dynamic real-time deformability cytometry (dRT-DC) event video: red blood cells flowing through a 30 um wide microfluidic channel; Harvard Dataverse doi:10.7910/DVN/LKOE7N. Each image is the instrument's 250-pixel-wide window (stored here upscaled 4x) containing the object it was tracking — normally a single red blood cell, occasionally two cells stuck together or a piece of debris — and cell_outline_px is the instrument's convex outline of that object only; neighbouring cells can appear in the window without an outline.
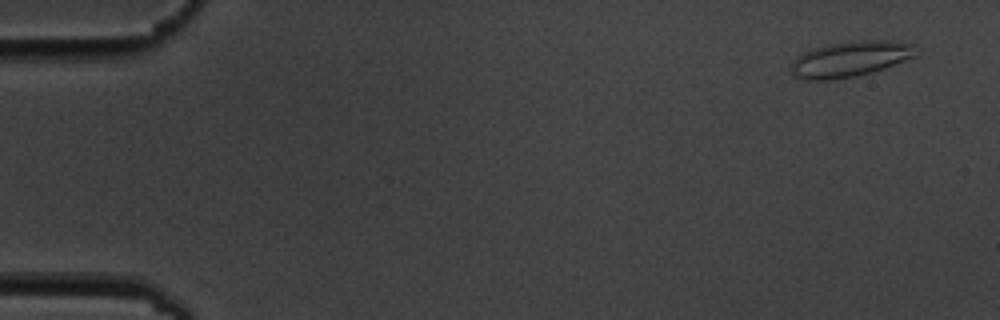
{"species": "common noctule bat (a hibernating species)", "species_latin": "Nyctalus noctula", "temperature_condition": "cold", "stored_images_in_passage": 9, "camera_frame_rate_fps": 3000, "um_per_image_px": 0.085, "animal": {"sex": "male", "body_mass_g": 19.5, "forearm_length_mm": 54.6}, "frame": {"image": 1, "passage_image": 1, "time_ms": 0.0, "image_size_px": [1000, 320], "cell_outline_px": [[916, 56], [884, 68], [872, 72], [856, 76], [828, 80], [800, 80], [792, 76], [792, 64], [796, 56], [804, 52], [828, 44], [852, 40], [888, 40], [912, 44]], "centroid_in_image_um": [72.22, 5.02], "position_along_channel_um": 12.8, "area_um2": 25.84}}
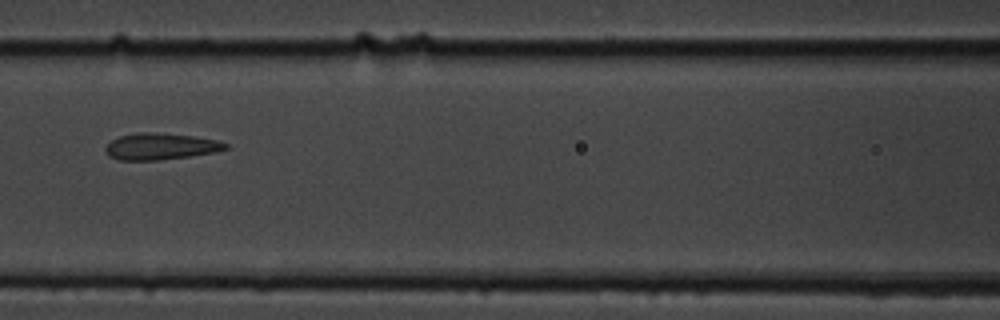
{"frame": {"image": 2, "passage_image": 7, "time_ms": 7.667, "image_size_px": [1000, 320], "cell_outline_px": [[228, 148], [216, 152], [188, 156], [156, 160], [116, 160], [108, 156], [104, 148], [112, 140], [120, 136], [136, 132], [152, 132], [192, 136], [216, 140], [228, 144]], "centroid_in_image_um": [13.61, 12.45], "position_along_channel_um": 153.0, "area_um2": 18.44}}
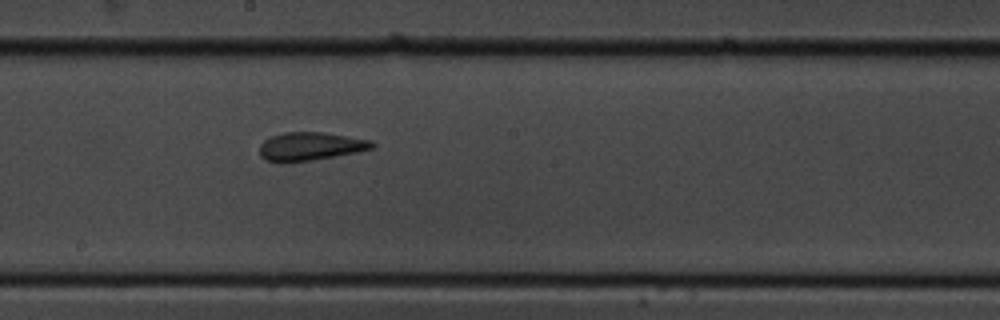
{"frame": {"image": 3, "passage_image": 9, "time_ms": 9.667, "image_size_px": [1000, 320], "cell_outline_px": [[376, 144], [372, 148], [356, 152], [312, 160], [280, 164], [264, 160], [260, 156], [260, 144], [264, 140], [272, 136], [284, 132], [320, 132], [372, 140]], "centroid_in_image_um": [26.32, 12.46], "position_along_channel_um": 221.9, "area_um2": 18.67}}